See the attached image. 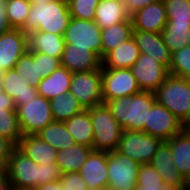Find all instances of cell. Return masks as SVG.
<instances>
[{
  "label": "cell",
  "instance_id": "6da1fadb",
  "mask_svg": "<svg viewBox=\"0 0 190 190\" xmlns=\"http://www.w3.org/2000/svg\"><path fill=\"white\" fill-rule=\"evenodd\" d=\"M6 170L12 190H33L41 184L60 180L62 175L56 164L39 165L17 147L11 151Z\"/></svg>",
  "mask_w": 190,
  "mask_h": 190
},
{
  "label": "cell",
  "instance_id": "7a4b0ae2",
  "mask_svg": "<svg viewBox=\"0 0 190 190\" xmlns=\"http://www.w3.org/2000/svg\"><path fill=\"white\" fill-rule=\"evenodd\" d=\"M156 102L153 92L140 91L132 96L107 100L105 105L123 130L142 131L148 112Z\"/></svg>",
  "mask_w": 190,
  "mask_h": 190
},
{
  "label": "cell",
  "instance_id": "3957f363",
  "mask_svg": "<svg viewBox=\"0 0 190 190\" xmlns=\"http://www.w3.org/2000/svg\"><path fill=\"white\" fill-rule=\"evenodd\" d=\"M71 18L68 4L62 0L31 4L25 25L21 30L27 36L38 31L64 36Z\"/></svg>",
  "mask_w": 190,
  "mask_h": 190
},
{
  "label": "cell",
  "instance_id": "277c9868",
  "mask_svg": "<svg viewBox=\"0 0 190 190\" xmlns=\"http://www.w3.org/2000/svg\"><path fill=\"white\" fill-rule=\"evenodd\" d=\"M154 94L156 101L167 108L185 127L190 123L189 80L169 74Z\"/></svg>",
  "mask_w": 190,
  "mask_h": 190
},
{
  "label": "cell",
  "instance_id": "5b68a950",
  "mask_svg": "<svg viewBox=\"0 0 190 190\" xmlns=\"http://www.w3.org/2000/svg\"><path fill=\"white\" fill-rule=\"evenodd\" d=\"M94 131L92 149L102 152H112L118 147L122 127L113 117L105 103L88 108Z\"/></svg>",
  "mask_w": 190,
  "mask_h": 190
},
{
  "label": "cell",
  "instance_id": "8992f818",
  "mask_svg": "<svg viewBox=\"0 0 190 190\" xmlns=\"http://www.w3.org/2000/svg\"><path fill=\"white\" fill-rule=\"evenodd\" d=\"M163 141L143 131L123 130L117 152L139 164L150 163Z\"/></svg>",
  "mask_w": 190,
  "mask_h": 190
},
{
  "label": "cell",
  "instance_id": "52a82bcc",
  "mask_svg": "<svg viewBox=\"0 0 190 190\" xmlns=\"http://www.w3.org/2000/svg\"><path fill=\"white\" fill-rule=\"evenodd\" d=\"M16 113L23 135H35L54 121L50 100L40 95L17 106Z\"/></svg>",
  "mask_w": 190,
  "mask_h": 190
},
{
  "label": "cell",
  "instance_id": "ba28073f",
  "mask_svg": "<svg viewBox=\"0 0 190 190\" xmlns=\"http://www.w3.org/2000/svg\"><path fill=\"white\" fill-rule=\"evenodd\" d=\"M141 164L120 152H107L108 188L107 190H133Z\"/></svg>",
  "mask_w": 190,
  "mask_h": 190
},
{
  "label": "cell",
  "instance_id": "9c48e42d",
  "mask_svg": "<svg viewBox=\"0 0 190 190\" xmlns=\"http://www.w3.org/2000/svg\"><path fill=\"white\" fill-rule=\"evenodd\" d=\"M65 44L87 48L102 60L101 29L94 20L72 17L64 33Z\"/></svg>",
  "mask_w": 190,
  "mask_h": 190
},
{
  "label": "cell",
  "instance_id": "30bf717a",
  "mask_svg": "<svg viewBox=\"0 0 190 190\" xmlns=\"http://www.w3.org/2000/svg\"><path fill=\"white\" fill-rule=\"evenodd\" d=\"M69 92L85 109L103 104L101 70L73 73Z\"/></svg>",
  "mask_w": 190,
  "mask_h": 190
},
{
  "label": "cell",
  "instance_id": "8fae6325",
  "mask_svg": "<svg viewBox=\"0 0 190 190\" xmlns=\"http://www.w3.org/2000/svg\"><path fill=\"white\" fill-rule=\"evenodd\" d=\"M103 103L120 97L132 96L141 90L128 68L107 69L101 67Z\"/></svg>",
  "mask_w": 190,
  "mask_h": 190
},
{
  "label": "cell",
  "instance_id": "7c38bea8",
  "mask_svg": "<svg viewBox=\"0 0 190 190\" xmlns=\"http://www.w3.org/2000/svg\"><path fill=\"white\" fill-rule=\"evenodd\" d=\"M184 129L183 123L156 101L148 112L147 122L142 131L162 141H168Z\"/></svg>",
  "mask_w": 190,
  "mask_h": 190
},
{
  "label": "cell",
  "instance_id": "4fadbf2b",
  "mask_svg": "<svg viewBox=\"0 0 190 190\" xmlns=\"http://www.w3.org/2000/svg\"><path fill=\"white\" fill-rule=\"evenodd\" d=\"M141 91L155 92L169 75L168 69L146 54L130 68Z\"/></svg>",
  "mask_w": 190,
  "mask_h": 190
},
{
  "label": "cell",
  "instance_id": "5bb4252c",
  "mask_svg": "<svg viewBox=\"0 0 190 190\" xmlns=\"http://www.w3.org/2000/svg\"><path fill=\"white\" fill-rule=\"evenodd\" d=\"M29 49L28 36L21 29H9L0 35V71L6 72L16 65Z\"/></svg>",
  "mask_w": 190,
  "mask_h": 190
},
{
  "label": "cell",
  "instance_id": "9a60e30c",
  "mask_svg": "<svg viewBox=\"0 0 190 190\" xmlns=\"http://www.w3.org/2000/svg\"><path fill=\"white\" fill-rule=\"evenodd\" d=\"M107 152L93 150L79 173L88 189L107 190L108 188Z\"/></svg>",
  "mask_w": 190,
  "mask_h": 190
},
{
  "label": "cell",
  "instance_id": "2e32d148",
  "mask_svg": "<svg viewBox=\"0 0 190 190\" xmlns=\"http://www.w3.org/2000/svg\"><path fill=\"white\" fill-rule=\"evenodd\" d=\"M130 18L134 30L161 33L167 24L164 1L151 3L132 14Z\"/></svg>",
  "mask_w": 190,
  "mask_h": 190
},
{
  "label": "cell",
  "instance_id": "e0dca14e",
  "mask_svg": "<svg viewBox=\"0 0 190 190\" xmlns=\"http://www.w3.org/2000/svg\"><path fill=\"white\" fill-rule=\"evenodd\" d=\"M61 66L72 73L101 70L102 60L90 49L65 44L61 56Z\"/></svg>",
  "mask_w": 190,
  "mask_h": 190
},
{
  "label": "cell",
  "instance_id": "ac0fdd59",
  "mask_svg": "<svg viewBox=\"0 0 190 190\" xmlns=\"http://www.w3.org/2000/svg\"><path fill=\"white\" fill-rule=\"evenodd\" d=\"M133 38L139 48L140 54L150 56L169 69L172 53L164 44L161 33L133 30Z\"/></svg>",
  "mask_w": 190,
  "mask_h": 190
},
{
  "label": "cell",
  "instance_id": "d6986e66",
  "mask_svg": "<svg viewBox=\"0 0 190 190\" xmlns=\"http://www.w3.org/2000/svg\"><path fill=\"white\" fill-rule=\"evenodd\" d=\"M27 80L14 69L3 72L2 91L14 100L15 107L23 105L26 101L35 99L39 95L37 88L29 86Z\"/></svg>",
  "mask_w": 190,
  "mask_h": 190
},
{
  "label": "cell",
  "instance_id": "ffe728a7",
  "mask_svg": "<svg viewBox=\"0 0 190 190\" xmlns=\"http://www.w3.org/2000/svg\"><path fill=\"white\" fill-rule=\"evenodd\" d=\"M150 164L162 177L164 184L176 185L182 190L184 178L175 168L171 148L166 141L160 144Z\"/></svg>",
  "mask_w": 190,
  "mask_h": 190
},
{
  "label": "cell",
  "instance_id": "44dd1931",
  "mask_svg": "<svg viewBox=\"0 0 190 190\" xmlns=\"http://www.w3.org/2000/svg\"><path fill=\"white\" fill-rule=\"evenodd\" d=\"M28 158L37 164H56L57 150L36 135H23L16 146Z\"/></svg>",
  "mask_w": 190,
  "mask_h": 190
},
{
  "label": "cell",
  "instance_id": "7402d4cb",
  "mask_svg": "<svg viewBox=\"0 0 190 190\" xmlns=\"http://www.w3.org/2000/svg\"><path fill=\"white\" fill-rule=\"evenodd\" d=\"M140 51L132 37L119 47L111 50L102 58V66L107 69H130L139 59Z\"/></svg>",
  "mask_w": 190,
  "mask_h": 190
},
{
  "label": "cell",
  "instance_id": "603a6c76",
  "mask_svg": "<svg viewBox=\"0 0 190 190\" xmlns=\"http://www.w3.org/2000/svg\"><path fill=\"white\" fill-rule=\"evenodd\" d=\"M72 74L67 68L60 66L50 76L42 78L38 84V94L47 100H52L58 94L68 93Z\"/></svg>",
  "mask_w": 190,
  "mask_h": 190
},
{
  "label": "cell",
  "instance_id": "cb8c5ba5",
  "mask_svg": "<svg viewBox=\"0 0 190 190\" xmlns=\"http://www.w3.org/2000/svg\"><path fill=\"white\" fill-rule=\"evenodd\" d=\"M127 19H131L130 15L124 3L118 0H100L95 9L94 21L101 30Z\"/></svg>",
  "mask_w": 190,
  "mask_h": 190
},
{
  "label": "cell",
  "instance_id": "d4e9b609",
  "mask_svg": "<svg viewBox=\"0 0 190 190\" xmlns=\"http://www.w3.org/2000/svg\"><path fill=\"white\" fill-rule=\"evenodd\" d=\"M28 45L29 50L32 52H40L54 58H61L65 40L63 35L38 31L28 36Z\"/></svg>",
  "mask_w": 190,
  "mask_h": 190
},
{
  "label": "cell",
  "instance_id": "484cf974",
  "mask_svg": "<svg viewBox=\"0 0 190 190\" xmlns=\"http://www.w3.org/2000/svg\"><path fill=\"white\" fill-rule=\"evenodd\" d=\"M92 151V147L75 143L69 148L57 151L56 165L62 174L79 172Z\"/></svg>",
  "mask_w": 190,
  "mask_h": 190
},
{
  "label": "cell",
  "instance_id": "4316f807",
  "mask_svg": "<svg viewBox=\"0 0 190 190\" xmlns=\"http://www.w3.org/2000/svg\"><path fill=\"white\" fill-rule=\"evenodd\" d=\"M166 142L170 145L176 170L185 178L190 173V132L185 128Z\"/></svg>",
  "mask_w": 190,
  "mask_h": 190
},
{
  "label": "cell",
  "instance_id": "83f0119b",
  "mask_svg": "<svg viewBox=\"0 0 190 190\" xmlns=\"http://www.w3.org/2000/svg\"><path fill=\"white\" fill-rule=\"evenodd\" d=\"M64 123L67 131L74 138L75 143L92 147L94 131L88 109H84L67 121H64Z\"/></svg>",
  "mask_w": 190,
  "mask_h": 190
},
{
  "label": "cell",
  "instance_id": "f1b7e54d",
  "mask_svg": "<svg viewBox=\"0 0 190 190\" xmlns=\"http://www.w3.org/2000/svg\"><path fill=\"white\" fill-rule=\"evenodd\" d=\"M133 25L131 19L117 23L109 28L101 30L102 58L111 50L117 48L123 42L133 37Z\"/></svg>",
  "mask_w": 190,
  "mask_h": 190
},
{
  "label": "cell",
  "instance_id": "f546056e",
  "mask_svg": "<svg viewBox=\"0 0 190 190\" xmlns=\"http://www.w3.org/2000/svg\"><path fill=\"white\" fill-rule=\"evenodd\" d=\"M35 135L55 147L57 151L64 150L75 144L74 138L67 131L65 123L60 121L49 123Z\"/></svg>",
  "mask_w": 190,
  "mask_h": 190
},
{
  "label": "cell",
  "instance_id": "4dcf8cb0",
  "mask_svg": "<svg viewBox=\"0 0 190 190\" xmlns=\"http://www.w3.org/2000/svg\"><path fill=\"white\" fill-rule=\"evenodd\" d=\"M51 113L54 121L64 122L80 113L85 108L70 92L58 94L50 100Z\"/></svg>",
  "mask_w": 190,
  "mask_h": 190
},
{
  "label": "cell",
  "instance_id": "1f68e13d",
  "mask_svg": "<svg viewBox=\"0 0 190 190\" xmlns=\"http://www.w3.org/2000/svg\"><path fill=\"white\" fill-rule=\"evenodd\" d=\"M161 36L170 52L174 53L190 45V23L167 22Z\"/></svg>",
  "mask_w": 190,
  "mask_h": 190
},
{
  "label": "cell",
  "instance_id": "d6a6232c",
  "mask_svg": "<svg viewBox=\"0 0 190 190\" xmlns=\"http://www.w3.org/2000/svg\"><path fill=\"white\" fill-rule=\"evenodd\" d=\"M0 135L17 146L23 137L16 107H0Z\"/></svg>",
  "mask_w": 190,
  "mask_h": 190
},
{
  "label": "cell",
  "instance_id": "836d02e7",
  "mask_svg": "<svg viewBox=\"0 0 190 190\" xmlns=\"http://www.w3.org/2000/svg\"><path fill=\"white\" fill-rule=\"evenodd\" d=\"M19 75L24 76L29 86L38 88L42 77L39 75L38 52L29 49L20 57L13 68Z\"/></svg>",
  "mask_w": 190,
  "mask_h": 190
},
{
  "label": "cell",
  "instance_id": "e575fe53",
  "mask_svg": "<svg viewBox=\"0 0 190 190\" xmlns=\"http://www.w3.org/2000/svg\"><path fill=\"white\" fill-rule=\"evenodd\" d=\"M29 0H5V10L8 23L13 29H22L29 14Z\"/></svg>",
  "mask_w": 190,
  "mask_h": 190
},
{
  "label": "cell",
  "instance_id": "d590c367",
  "mask_svg": "<svg viewBox=\"0 0 190 190\" xmlns=\"http://www.w3.org/2000/svg\"><path fill=\"white\" fill-rule=\"evenodd\" d=\"M169 74L190 79V45L172 53Z\"/></svg>",
  "mask_w": 190,
  "mask_h": 190
},
{
  "label": "cell",
  "instance_id": "8d00e7d4",
  "mask_svg": "<svg viewBox=\"0 0 190 190\" xmlns=\"http://www.w3.org/2000/svg\"><path fill=\"white\" fill-rule=\"evenodd\" d=\"M167 22L190 23V0H163Z\"/></svg>",
  "mask_w": 190,
  "mask_h": 190
},
{
  "label": "cell",
  "instance_id": "74e56055",
  "mask_svg": "<svg viewBox=\"0 0 190 190\" xmlns=\"http://www.w3.org/2000/svg\"><path fill=\"white\" fill-rule=\"evenodd\" d=\"M100 0H72L68 3L71 17L81 20H94L95 9Z\"/></svg>",
  "mask_w": 190,
  "mask_h": 190
},
{
  "label": "cell",
  "instance_id": "f35d334b",
  "mask_svg": "<svg viewBox=\"0 0 190 190\" xmlns=\"http://www.w3.org/2000/svg\"><path fill=\"white\" fill-rule=\"evenodd\" d=\"M138 185H162L163 180L157 170L150 164H141L137 177Z\"/></svg>",
  "mask_w": 190,
  "mask_h": 190
},
{
  "label": "cell",
  "instance_id": "ab89813d",
  "mask_svg": "<svg viewBox=\"0 0 190 190\" xmlns=\"http://www.w3.org/2000/svg\"><path fill=\"white\" fill-rule=\"evenodd\" d=\"M60 59L38 52L39 75L42 78L50 76L53 71L61 66Z\"/></svg>",
  "mask_w": 190,
  "mask_h": 190
},
{
  "label": "cell",
  "instance_id": "60d3db41",
  "mask_svg": "<svg viewBox=\"0 0 190 190\" xmlns=\"http://www.w3.org/2000/svg\"><path fill=\"white\" fill-rule=\"evenodd\" d=\"M60 183L63 190H87V184L79 172L64 173L61 175Z\"/></svg>",
  "mask_w": 190,
  "mask_h": 190
},
{
  "label": "cell",
  "instance_id": "b9f144b4",
  "mask_svg": "<svg viewBox=\"0 0 190 190\" xmlns=\"http://www.w3.org/2000/svg\"><path fill=\"white\" fill-rule=\"evenodd\" d=\"M15 147L11 141L0 135V169L7 168L11 151Z\"/></svg>",
  "mask_w": 190,
  "mask_h": 190
},
{
  "label": "cell",
  "instance_id": "7bdbcfd3",
  "mask_svg": "<svg viewBox=\"0 0 190 190\" xmlns=\"http://www.w3.org/2000/svg\"><path fill=\"white\" fill-rule=\"evenodd\" d=\"M160 0H125L124 5L128 14L131 16L138 10L143 9L144 7L150 5L151 3L157 2Z\"/></svg>",
  "mask_w": 190,
  "mask_h": 190
},
{
  "label": "cell",
  "instance_id": "ee69618b",
  "mask_svg": "<svg viewBox=\"0 0 190 190\" xmlns=\"http://www.w3.org/2000/svg\"><path fill=\"white\" fill-rule=\"evenodd\" d=\"M133 190H181L176 185H135V188Z\"/></svg>",
  "mask_w": 190,
  "mask_h": 190
},
{
  "label": "cell",
  "instance_id": "f6af8a7d",
  "mask_svg": "<svg viewBox=\"0 0 190 190\" xmlns=\"http://www.w3.org/2000/svg\"><path fill=\"white\" fill-rule=\"evenodd\" d=\"M11 29L5 10V3H0V35Z\"/></svg>",
  "mask_w": 190,
  "mask_h": 190
},
{
  "label": "cell",
  "instance_id": "bcb514c9",
  "mask_svg": "<svg viewBox=\"0 0 190 190\" xmlns=\"http://www.w3.org/2000/svg\"><path fill=\"white\" fill-rule=\"evenodd\" d=\"M0 190H12L6 169H0Z\"/></svg>",
  "mask_w": 190,
  "mask_h": 190
},
{
  "label": "cell",
  "instance_id": "7dc6e473",
  "mask_svg": "<svg viewBox=\"0 0 190 190\" xmlns=\"http://www.w3.org/2000/svg\"><path fill=\"white\" fill-rule=\"evenodd\" d=\"M33 190H63L60 180L41 184Z\"/></svg>",
  "mask_w": 190,
  "mask_h": 190
},
{
  "label": "cell",
  "instance_id": "c3c4849f",
  "mask_svg": "<svg viewBox=\"0 0 190 190\" xmlns=\"http://www.w3.org/2000/svg\"><path fill=\"white\" fill-rule=\"evenodd\" d=\"M0 107H15L14 100L4 91L0 92Z\"/></svg>",
  "mask_w": 190,
  "mask_h": 190
},
{
  "label": "cell",
  "instance_id": "681fc988",
  "mask_svg": "<svg viewBox=\"0 0 190 190\" xmlns=\"http://www.w3.org/2000/svg\"><path fill=\"white\" fill-rule=\"evenodd\" d=\"M182 190H190V173L184 178Z\"/></svg>",
  "mask_w": 190,
  "mask_h": 190
},
{
  "label": "cell",
  "instance_id": "f907efd6",
  "mask_svg": "<svg viewBox=\"0 0 190 190\" xmlns=\"http://www.w3.org/2000/svg\"><path fill=\"white\" fill-rule=\"evenodd\" d=\"M29 1L31 2V4H36V3H47L53 0H29Z\"/></svg>",
  "mask_w": 190,
  "mask_h": 190
},
{
  "label": "cell",
  "instance_id": "816d5d0a",
  "mask_svg": "<svg viewBox=\"0 0 190 190\" xmlns=\"http://www.w3.org/2000/svg\"><path fill=\"white\" fill-rule=\"evenodd\" d=\"M3 72L0 71V92L2 91L1 79H2Z\"/></svg>",
  "mask_w": 190,
  "mask_h": 190
},
{
  "label": "cell",
  "instance_id": "f5cc1de1",
  "mask_svg": "<svg viewBox=\"0 0 190 190\" xmlns=\"http://www.w3.org/2000/svg\"><path fill=\"white\" fill-rule=\"evenodd\" d=\"M185 128L190 132V123Z\"/></svg>",
  "mask_w": 190,
  "mask_h": 190
},
{
  "label": "cell",
  "instance_id": "db71d44e",
  "mask_svg": "<svg viewBox=\"0 0 190 190\" xmlns=\"http://www.w3.org/2000/svg\"><path fill=\"white\" fill-rule=\"evenodd\" d=\"M62 1L66 2V3L68 4V3L71 2L72 0H62Z\"/></svg>",
  "mask_w": 190,
  "mask_h": 190
}]
</instances>
